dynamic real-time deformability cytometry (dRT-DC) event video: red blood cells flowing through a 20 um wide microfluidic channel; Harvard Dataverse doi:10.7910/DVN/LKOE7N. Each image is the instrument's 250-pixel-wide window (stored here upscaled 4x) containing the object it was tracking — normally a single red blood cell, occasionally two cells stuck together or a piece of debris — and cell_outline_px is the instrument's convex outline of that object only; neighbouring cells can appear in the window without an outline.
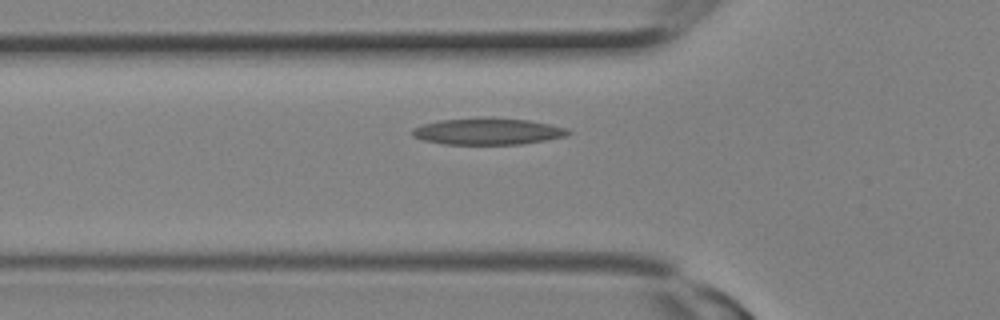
{"species": "Egyptian fruit bat (a non-hibernating species)", "species_latin": "Rousettus aegyptiacus", "temperature_condition": "room temperature", "stored_images_in_passage": 6, "camera_frame_rate_fps": 3000, "um_per_image_px": 0.085, "animal": {"sex": "female"}, "frame": {"image": 1, "passage_image": 4, "time_ms": 1.0, "image_size_px": [1000, 320], "cell_outline_px": [[572, 132], [564, 136], [544, 140], [520, 144], [444, 144], [424, 140], [412, 136], [412, 128], [424, 124], [440, 120], [480, 116], [492, 116], [528, 120], [568, 128]], "centroid_in_image_um": [41.44, 11.14], "position_along_channel_um": 84.4, "area_um2": 24.39}}
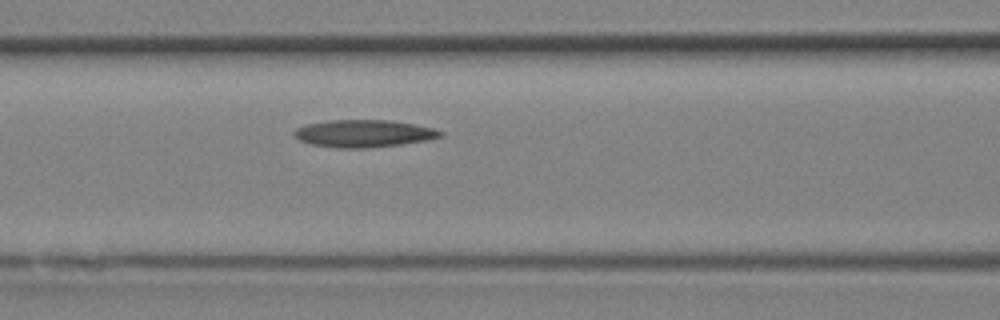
{"frame": {"image": 2, "passage_image": 6, "time_ms": 1.667, "image_size_px": [1000, 320], "cell_outline_px": [[444, 136], [428, 140], [400, 144], [368, 148], [336, 148], [312, 144], [300, 140], [292, 136], [292, 132], [296, 128], [304, 124], [328, 120], [392, 120], [436, 128], [444, 132]], "centroid_in_image_um": [30.92, 11.34], "position_along_channel_um": 135.7, "area_um2": 23.64}}